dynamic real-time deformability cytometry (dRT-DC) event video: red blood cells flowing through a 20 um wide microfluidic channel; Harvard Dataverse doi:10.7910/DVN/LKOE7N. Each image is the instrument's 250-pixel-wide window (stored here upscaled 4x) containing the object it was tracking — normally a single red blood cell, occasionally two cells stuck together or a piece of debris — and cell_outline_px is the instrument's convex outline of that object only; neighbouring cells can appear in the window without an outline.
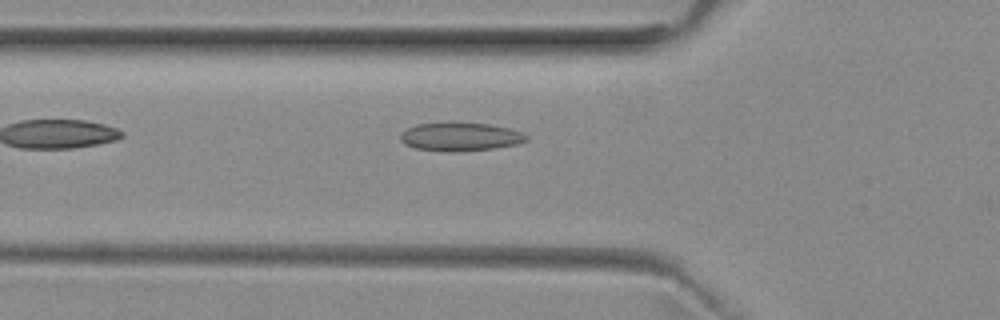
{"species": "common noctule bat (a hibernating species)", "species_latin": "Nyctalus noctula", "temperature_condition": "room temperature", "stored_images_in_passage": 29, "camera_frame_rate_fps": 3000, "um_per_image_px": 0.085, "animal": {"sex": "female", "body_mass_g": 29.2, "forearm_length_mm": 56.3}, "frame": {"image": 1, "passage_image": 2, "time_ms": 0.333, "image_size_px": [1000, 320], "cell_outline_px": [[528, 140], [516, 144], [492, 148], [452, 152], [416, 148], [404, 144], [400, 140], [400, 132], [416, 124], [488, 124], [508, 128], [520, 132], [528, 136]], "centroid_in_image_um": [39.1, 11.64], "position_along_channel_um": 86.7, "area_um2": 20.23}}
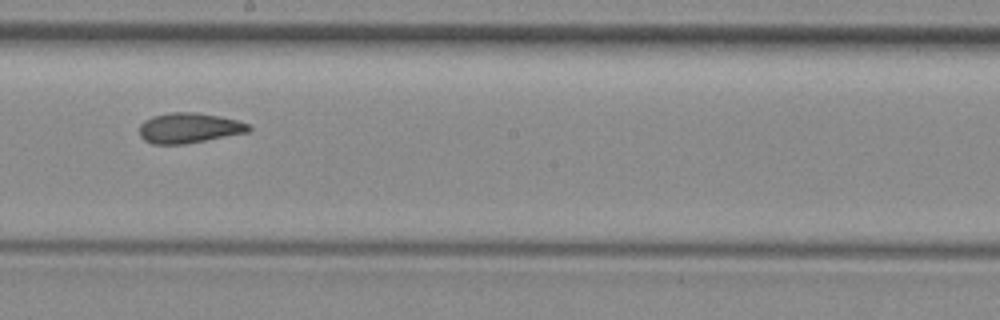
{"frame": {"image": 2, "passage_image": 13, "time_ms": 4.0, "image_size_px": [1000, 320], "cell_outline_px": [[252, 128], [248, 132], [184, 144], [152, 144], [144, 140], [140, 136], [140, 124], [144, 120], [152, 116], [168, 112], [196, 112], [220, 116], [240, 120], [248, 124]], "centroid_in_image_um": [16.06, 10.86], "position_along_channel_um": 232.1, "area_um2": 19.36}}
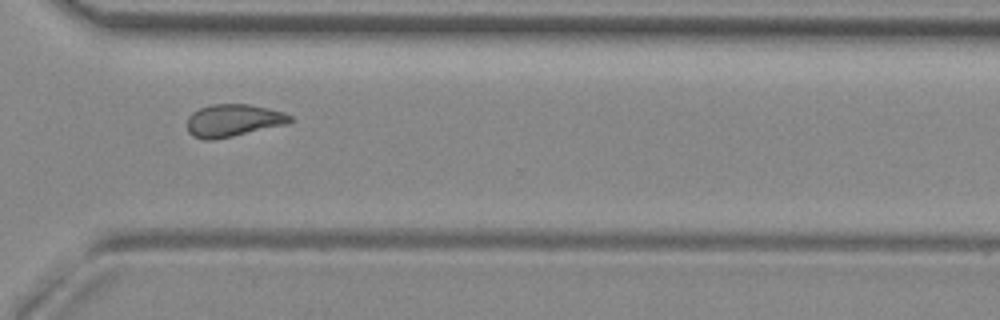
{"frame": {"image": 3, "passage_image": 22, "time_ms": 7.0, "image_size_px": [1000, 320], "cell_outline_px": [[292, 120], [288, 124], [232, 136], [212, 140], [204, 140], [192, 136], [188, 132], [188, 116], [192, 112], [200, 108], [212, 104], [248, 104], [268, 108], [284, 112], [292, 116]], "centroid_in_image_um": [19.82, 10.24], "position_along_channel_um": 350.8, "area_um2": 19.48}}